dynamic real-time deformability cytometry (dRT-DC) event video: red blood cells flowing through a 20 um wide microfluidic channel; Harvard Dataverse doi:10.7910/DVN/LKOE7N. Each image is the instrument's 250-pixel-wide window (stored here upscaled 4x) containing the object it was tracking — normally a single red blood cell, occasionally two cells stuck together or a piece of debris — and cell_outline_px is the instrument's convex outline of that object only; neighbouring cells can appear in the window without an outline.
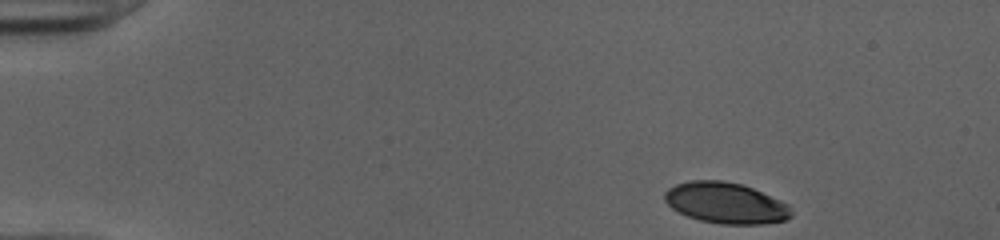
{"species": "human", "species_latin": "Homo sapiens", "temperature_condition": "cold", "stored_images_in_passage": 45, "camera_frame_rate_fps": 3000, "um_per_image_px": 0.085, "donor": {"sex": "female"}, "frame": {"image": 1, "passage_image": 1, "time_ms": 0.0, "image_size_px": [1000, 240], "cell_outline_px": [[792, 216], [784, 220], [764, 224], [720, 224], [700, 220], [688, 216], [672, 208], [664, 200], [664, 192], [668, 188], [676, 184], [692, 180], [724, 180], [740, 184], [752, 188], [780, 200], [788, 204], [792, 212]], "centroid_in_image_um": [61.68, 17.25], "position_along_channel_um": 23.3, "area_um2": 30.17}}
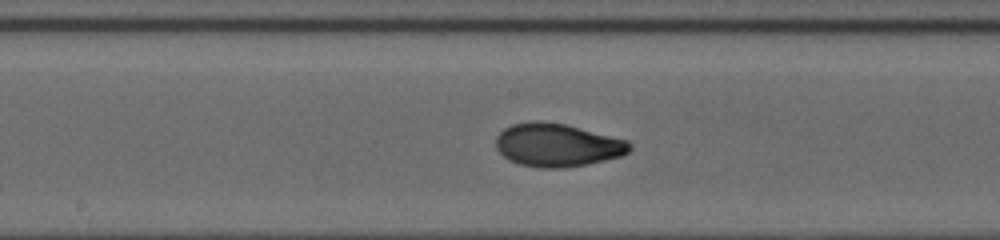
{"frame": {"image": 2, "passage_image": 22, "time_ms": 7.0, "image_size_px": [1000, 240], "cell_outline_px": [[632, 148], [628, 152], [620, 156], [588, 164], [564, 168], [540, 168], [520, 164], [508, 160], [496, 148], [496, 136], [504, 128], [512, 124], [532, 120], [540, 120], [564, 124], [628, 140], [632, 144]], "centroid_in_image_um": [47.35, 12.33], "position_along_channel_um": 200.8, "area_um2": 33.76}}
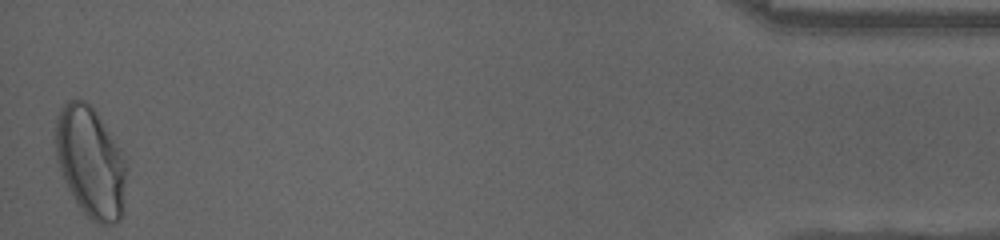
{"frame": {"image": 3, "passage_image": 45, "time_ms": 14.667, "image_size_px": [1000, 240], "cell_outline_px": [[128, 168], [124, 212], [120, 220], [112, 224], [96, 224], [76, 204], [64, 180], [56, 160], [56, 116], [60, 108], [68, 100], [76, 96], [92, 104], [120, 148]], "centroid_in_image_um": [7.72, 13.77], "position_along_channel_um": 427.5, "area_um2": 46.76}, "authors_computed_cell_mechanics": {"area_um2": 32.657, "velocity_mm_per_s": 4.0142, "shape_relaxation_time_tau1_ms": 4.4976, "shape_relaxation_time_tau2_ms": 1.0478, "deformation_change_tau1": 0.1978, "deformation_change_tau2": 0.0484}}